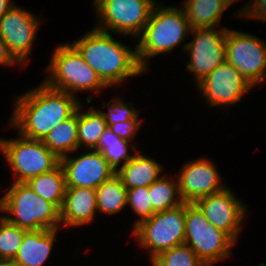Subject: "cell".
Masks as SVG:
<instances>
[{"instance_id": "obj_23", "label": "cell", "mask_w": 266, "mask_h": 266, "mask_svg": "<svg viewBox=\"0 0 266 266\" xmlns=\"http://www.w3.org/2000/svg\"><path fill=\"white\" fill-rule=\"evenodd\" d=\"M27 185L40 197L61 209L65 191V173L61 164L52 171L30 178Z\"/></svg>"}, {"instance_id": "obj_26", "label": "cell", "mask_w": 266, "mask_h": 266, "mask_svg": "<svg viewBox=\"0 0 266 266\" xmlns=\"http://www.w3.org/2000/svg\"><path fill=\"white\" fill-rule=\"evenodd\" d=\"M174 176L162 175L148 187L151 203L156 212L165 211L184 203L180 195L177 176Z\"/></svg>"}, {"instance_id": "obj_1", "label": "cell", "mask_w": 266, "mask_h": 266, "mask_svg": "<svg viewBox=\"0 0 266 266\" xmlns=\"http://www.w3.org/2000/svg\"><path fill=\"white\" fill-rule=\"evenodd\" d=\"M13 101L7 127L37 140H43L59 123L71 117L80 104L78 97L52 89L43 81Z\"/></svg>"}, {"instance_id": "obj_19", "label": "cell", "mask_w": 266, "mask_h": 266, "mask_svg": "<svg viewBox=\"0 0 266 266\" xmlns=\"http://www.w3.org/2000/svg\"><path fill=\"white\" fill-rule=\"evenodd\" d=\"M163 166L153 158L143 155L139 150L116 173L127 188L149 187L162 175Z\"/></svg>"}, {"instance_id": "obj_3", "label": "cell", "mask_w": 266, "mask_h": 266, "mask_svg": "<svg viewBox=\"0 0 266 266\" xmlns=\"http://www.w3.org/2000/svg\"><path fill=\"white\" fill-rule=\"evenodd\" d=\"M162 4L158 1L154 6L142 34L136 39L137 59L146 72L150 70V58L173 52L191 35L192 28L181 6Z\"/></svg>"}, {"instance_id": "obj_6", "label": "cell", "mask_w": 266, "mask_h": 266, "mask_svg": "<svg viewBox=\"0 0 266 266\" xmlns=\"http://www.w3.org/2000/svg\"><path fill=\"white\" fill-rule=\"evenodd\" d=\"M185 217L186 202L177 207L156 212L132 229L139 247L149 252V261L163 251L184 244Z\"/></svg>"}, {"instance_id": "obj_16", "label": "cell", "mask_w": 266, "mask_h": 266, "mask_svg": "<svg viewBox=\"0 0 266 266\" xmlns=\"http://www.w3.org/2000/svg\"><path fill=\"white\" fill-rule=\"evenodd\" d=\"M86 151L78 157L67 155L60 159L65 173L66 187L96 189L116 174L99 151L88 152V149Z\"/></svg>"}, {"instance_id": "obj_10", "label": "cell", "mask_w": 266, "mask_h": 266, "mask_svg": "<svg viewBox=\"0 0 266 266\" xmlns=\"http://www.w3.org/2000/svg\"><path fill=\"white\" fill-rule=\"evenodd\" d=\"M190 34L192 39L182 46L183 51L189 55L185 69L194 75L197 85L226 61L227 28H197L192 29Z\"/></svg>"}, {"instance_id": "obj_34", "label": "cell", "mask_w": 266, "mask_h": 266, "mask_svg": "<svg viewBox=\"0 0 266 266\" xmlns=\"http://www.w3.org/2000/svg\"><path fill=\"white\" fill-rule=\"evenodd\" d=\"M14 4L12 0H0V20Z\"/></svg>"}, {"instance_id": "obj_13", "label": "cell", "mask_w": 266, "mask_h": 266, "mask_svg": "<svg viewBox=\"0 0 266 266\" xmlns=\"http://www.w3.org/2000/svg\"><path fill=\"white\" fill-rule=\"evenodd\" d=\"M41 19L15 3L0 20V37L23 66L32 54Z\"/></svg>"}, {"instance_id": "obj_20", "label": "cell", "mask_w": 266, "mask_h": 266, "mask_svg": "<svg viewBox=\"0 0 266 266\" xmlns=\"http://www.w3.org/2000/svg\"><path fill=\"white\" fill-rule=\"evenodd\" d=\"M182 9L192 29L217 28L229 8L221 0H183Z\"/></svg>"}, {"instance_id": "obj_28", "label": "cell", "mask_w": 266, "mask_h": 266, "mask_svg": "<svg viewBox=\"0 0 266 266\" xmlns=\"http://www.w3.org/2000/svg\"><path fill=\"white\" fill-rule=\"evenodd\" d=\"M151 266H207L186 244L161 252L151 260Z\"/></svg>"}, {"instance_id": "obj_18", "label": "cell", "mask_w": 266, "mask_h": 266, "mask_svg": "<svg viewBox=\"0 0 266 266\" xmlns=\"http://www.w3.org/2000/svg\"><path fill=\"white\" fill-rule=\"evenodd\" d=\"M59 229L26 231L13 262L17 266H43L50 257Z\"/></svg>"}, {"instance_id": "obj_9", "label": "cell", "mask_w": 266, "mask_h": 266, "mask_svg": "<svg viewBox=\"0 0 266 266\" xmlns=\"http://www.w3.org/2000/svg\"><path fill=\"white\" fill-rule=\"evenodd\" d=\"M184 244L207 266H213L230 257L237 243L225 232L210 224L194 203H186Z\"/></svg>"}, {"instance_id": "obj_14", "label": "cell", "mask_w": 266, "mask_h": 266, "mask_svg": "<svg viewBox=\"0 0 266 266\" xmlns=\"http://www.w3.org/2000/svg\"><path fill=\"white\" fill-rule=\"evenodd\" d=\"M217 229L225 232L235 243L246 218V204L226 187L223 191L203 197L194 203Z\"/></svg>"}, {"instance_id": "obj_29", "label": "cell", "mask_w": 266, "mask_h": 266, "mask_svg": "<svg viewBox=\"0 0 266 266\" xmlns=\"http://www.w3.org/2000/svg\"><path fill=\"white\" fill-rule=\"evenodd\" d=\"M127 205L138 217L132 225L133 228L156 213L151 203L148 187L127 189Z\"/></svg>"}, {"instance_id": "obj_24", "label": "cell", "mask_w": 266, "mask_h": 266, "mask_svg": "<svg viewBox=\"0 0 266 266\" xmlns=\"http://www.w3.org/2000/svg\"><path fill=\"white\" fill-rule=\"evenodd\" d=\"M130 148L134 152L131 155ZM95 150L103 155L115 173H117L138 151L132 142L118 137L109 128L101 135Z\"/></svg>"}, {"instance_id": "obj_7", "label": "cell", "mask_w": 266, "mask_h": 266, "mask_svg": "<svg viewBox=\"0 0 266 266\" xmlns=\"http://www.w3.org/2000/svg\"><path fill=\"white\" fill-rule=\"evenodd\" d=\"M16 135L12 139L0 138V152L13 171V182H27L60 164V159L42 140Z\"/></svg>"}, {"instance_id": "obj_31", "label": "cell", "mask_w": 266, "mask_h": 266, "mask_svg": "<svg viewBox=\"0 0 266 266\" xmlns=\"http://www.w3.org/2000/svg\"><path fill=\"white\" fill-rule=\"evenodd\" d=\"M139 114L132 120L125 121L123 123L119 122L117 124H112L108 128L114 132L118 137L128 140L130 142L136 136V133L142 127V122L139 119Z\"/></svg>"}, {"instance_id": "obj_21", "label": "cell", "mask_w": 266, "mask_h": 266, "mask_svg": "<svg viewBox=\"0 0 266 266\" xmlns=\"http://www.w3.org/2000/svg\"><path fill=\"white\" fill-rule=\"evenodd\" d=\"M42 141L59 159L78 151V108L71 117L53 128Z\"/></svg>"}, {"instance_id": "obj_25", "label": "cell", "mask_w": 266, "mask_h": 266, "mask_svg": "<svg viewBox=\"0 0 266 266\" xmlns=\"http://www.w3.org/2000/svg\"><path fill=\"white\" fill-rule=\"evenodd\" d=\"M95 190L98 213L113 215L127 207V188L117 174L104 181Z\"/></svg>"}, {"instance_id": "obj_32", "label": "cell", "mask_w": 266, "mask_h": 266, "mask_svg": "<svg viewBox=\"0 0 266 266\" xmlns=\"http://www.w3.org/2000/svg\"><path fill=\"white\" fill-rule=\"evenodd\" d=\"M238 10L236 14L241 19H256L266 23V0H251L248 5Z\"/></svg>"}, {"instance_id": "obj_11", "label": "cell", "mask_w": 266, "mask_h": 266, "mask_svg": "<svg viewBox=\"0 0 266 266\" xmlns=\"http://www.w3.org/2000/svg\"><path fill=\"white\" fill-rule=\"evenodd\" d=\"M226 61L253 87L266 80V42L252 33L227 28Z\"/></svg>"}, {"instance_id": "obj_8", "label": "cell", "mask_w": 266, "mask_h": 266, "mask_svg": "<svg viewBox=\"0 0 266 266\" xmlns=\"http://www.w3.org/2000/svg\"><path fill=\"white\" fill-rule=\"evenodd\" d=\"M157 0H96L94 28L137 39L143 32Z\"/></svg>"}, {"instance_id": "obj_5", "label": "cell", "mask_w": 266, "mask_h": 266, "mask_svg": "<svg viewBox=\"0 0 266 266\" xmlns=\"http://www.w3.org/2000/svg\"><path fill=\"white\" fill-rule=\"evenodd\" d=\"M51 55L43 80L48 87L75 97L78 92L98 94L109 88L71 43L57 45Z\"/></svg>"}, {"instance_id": "obj_27", "label": "cell", "mask_w": 266, "mask_h": 266, "mask_svg": "<svg viewBox=\"0 0 266 266\" xmlns=\"http://www.w3.org/2000/svg\"><path fill=\"white\" fill-rule=\"evenodd\" d=\"M26 231L0 215V260L15 259Z\"/></svg>"}, {"instance_id": "obj_2", "label": "cell", "mask_w": 266, "mask_h": 266, "mask_svg": "<svg viewBox=\"0 0 266 266\" xmlns=\"http://www.w3.org/2000/svg\"><path fill=\"white\" fill-rule=\"evenodd\" d=\"M71 44L109 88H121L125 79L147 73L138 62L136 45L126 46L112 32L92 28Z\"/></svg>"}, {"instance_id": "obj_35", "label": "cell", "mask_w": 266, "mask_h": 266, "mask_svg": "<svg viewBox=\"0 0 266 266\" xmlns=\"http://www.w3.org/2000/svg\"><path fill=\"white\" fill-rule=\"evenodd\" d=\"M0 266H17L13 261L0 260Z\"/></svg>"}, {"instance_id": "obj_36", "label": "cell", "mask_w": 266, "mask_h": 266, "mask_svg": "<svg viewBox=\"0 0 266 266\" xmlns=\"http://www.w3.org/2000/svg\"><path fill=\"white\" fill-rule=\"evenodd\" d=\"M221 1H223L228 6H231V4L238 2V0H221Z\"/></svg>"}, {"instance_id": "obj_12", "label": "cell", "mask_w": 266, "mask_h": 266, "mask_svg": "<svg viewBox=\"0 0 266 266\" xmlns=\"http://www.w3.org/2000/svg\"><path fill=\"white\" fill-rule=\"evenodd\" d=\"M196 88L211 107L227 108L242 101L253 86L227 61L219 64ZM224 106V107H222ZM227 106V107H226Z\"/></svg>"}, {"instance_id": "obj_30", "label": "cell", "mask_w": 266, "mask_h": 266, "mask_svg": "<svg viewBox=\"0 0 266 266\" xmlns=\"http://www.w3.org/2000/svg\"><path fill=\"white\" fill-rule=\"evenodd\" d=\"M117 96L118 95L113 98V101L111 100L107 103L103 102V105L107 106L108 108L107 112L100 110L104 116V119L107 122L108 127L112 124H117L119 122L123 123L125 121L132 120L141 111L139 109L134 108L131 102L125 103L123 98Z\"/></svg>"}, {"instance_id": "obj_4", "label": "cell", "mask_w": 266, "mask_h": 266, "mask_svg": "<svg viewBox=\"0 0 266 266\" xmlns=\"http://www.w3.org/2000/svg\"><path fill=\"white\" fill-rule=\"evenodd\" d=\"M4 191L0 213L10 223L27 231L61 229L60 209L36 194L26 182H12Z\"/></svg>"}, {"instance_id": "obj_33", "label": "cell", "mask_w": 266, "mask_h": 266, "mask_svg": "<svg viewBox=\"0 0 266 266\" xmlns=\"http://www.w3.org/2000/svg\"><path fill=\"white\" fill-rule=\"evenodd\" d=\"M16 65L23 68V65L14 57L7 44L0 37V66L10 67Z\"/></svg>"}, {"instance_id": "obj_22", "label": "cell", "mask_w": 266, "mask_h": 266, "mask_svg": "<svg viewBox=\"0 0 266 266\" xmlns=\"http://www.w3.org/2000/svg\"><path fill=\"white\" fill-rule=\"evenodd\" d=\"M91 106L84 111L80 103L78 106V150H95L103 132L108 128L103 114Z\"/></svg>"}, {"instance_id": "obj_15", "label": "cell", "mask_w": 266, "mask_h": 266, "mask_svg": "<svg viewBox=\"0 0 266 266\" xmlns=\"http://www.w3.org/2000/svg\"><path fill=\"white\" fill-rule=\"evenodd\" d=\"M182 166L177 179L181 198L186 203H195L227 187L221 180L217 166L208 157L188 161Z\"/></svg>"}, {"instance_id": "obj_17", "label": "cell", "mask_w": 266, "mask_h": 266, "mask_svg": "<svg viewBox=\"0 0 266 266\" xmlns=\"http://www.w3.org/2000/svg\"><path fill=\"white\" fill-rule=\"evenodd\" d=\"M97 210L96 190L93 188L66 187L60 209L61 228L85 226L94 222Z\"/></svg>"}]
</instances>
